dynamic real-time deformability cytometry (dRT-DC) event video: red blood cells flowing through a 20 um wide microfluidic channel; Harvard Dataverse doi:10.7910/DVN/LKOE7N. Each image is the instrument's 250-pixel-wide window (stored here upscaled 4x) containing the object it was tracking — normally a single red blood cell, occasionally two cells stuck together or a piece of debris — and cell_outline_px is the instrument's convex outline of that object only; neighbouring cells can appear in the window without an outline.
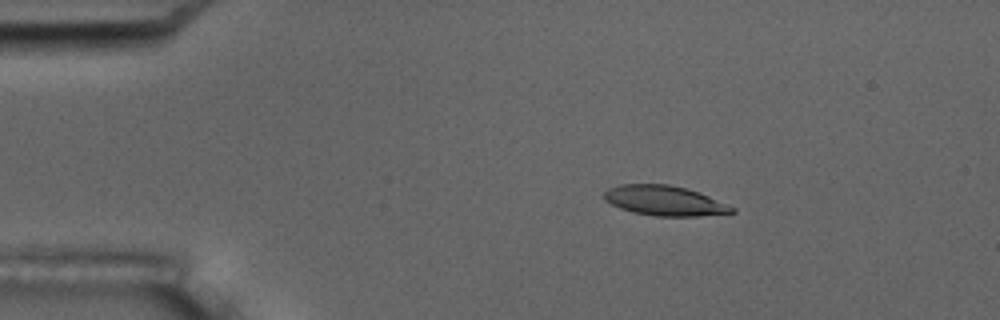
{"species": "common noctule bat (a hibernating species)", "species_latin": "Nyctalus noctula", "temperature_condition": "room temperature", "stored_images_in_passage": 5, "camera_frame_rate_fps": 3000, "um_per_image_px": 0.085, "animal": {"sex": "male", "body_mass_g": 17.5, "forearm_length_mm": 52.3}, "frame": {"image": 1, "passage_image": 3, "time_ms": 3.0, "image_size_px": [1000, 320], "cell_outline_px": [[736, 212], [696, 216], [656, 216], [632, 212], [620, 208], [604, 200], [604, 192], [608, 188], [620, 184], [668, 184], [684, 188], [708, 196], [736, 208]], "centroid_in_image_um": [56.45, 17.06], "position_along_channel_um": 28.5, "area_um2": 22.08}}